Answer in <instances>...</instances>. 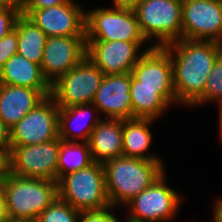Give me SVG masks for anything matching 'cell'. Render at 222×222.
<instances>
[{"instance_id":"3957f363","label":"cell","mask_w":222,"mask_h":222,"mask_svg":"<svg viewBox=\"0 0 222 222\" xmlns=\"http://www.w3.org/2000/svg\"><path fill=\"white\" fill-rule=\"evenodd\" d=\"M57 191L59 199L80 212L111 206L103 164L95 161L86 168L62 176L57 181Z\"/></svg>"},{"instance_id":"7402d4cb","label":"cell","mask_w":222,"mask_h":222,"mask_svg":"<svg viewBox=\"0 0 222 222\" xmlns=\"http://www.w3.org/2000/svg\"><path fill=\"white\" fill-rule=\"evenodd\" d=\"M154 121V119L141 118L123 120V156L162 161L161 158L156 155L145 153L152 144L153 136L149 129V125L154 123Z\"/></svg>"},{"instance_id":"f546056e","label":"cell","mask_w":222,"mask_h":222,"mask_svg":"<svg viewBox=\"0 0 222 222\" xmlns=\"http://www.w3.org/2000/svg\"><path fill=\"white\" fill-rule=\"evenodd\" d=\"M12 175L11 148L0 147V183Z\"/></svg>"},{"instance_id":"6da1fadb","label":"cell","mask_w":222,"mask_h":222,"mask_svg":"<svg viewBox=\"0 0 222 222\" xmlns=\"http://www.w3.org/2000/svg\"><path fill=\"white\" fill-rule=\"evenodd\" d=\"M163 48L171 57L178 104L195 107L203 96L211 69L222 53V44L216 41L180 39Z\"/></svg>"},{"instance_id":"e0dca14e","label":"cell","mask_w":222,"mask_h":222,"mask_svg":"<svg viewBox=\"0 0 222 222\" xmlns=\"http://www.w3.org/2000/svg\"><path fill=\"white\" fill-rule=\"evenodd\" d=\"M49 95L51 90L0 84V118L11 129Z\"/></svg>"},{"instance_id":"d6a6232c","label":"cell","mask_w":222,"mask_h":222,"mask_svg":"<svg viewBox=\"0 0 222 222\" xmlns=\"http://www.w3.org/2000/svg\"><path fill=\"white\" fill-rule=\"evenodd\" d=\"M0 147H10V128L0 118Z\"/></svg>"},{"instance_id":"d590c367","label":"cell","mask_w":222,"mask_h":222,"mask_svg":"<svg viewBox=\"0 0 222 222\" xmlns=\"http://www.w3.org/2000/svg\"><path fill=\"white\" fill-rule=\"evenodd\" d=\"M213 210L214 216L212 222H222V198L216 201Z\"/></svg>"},{"instance_id":"1f68e13d","label":"cell","mask_w":222,"mask_h":222,"mask_svg":"<svg viewBox=\"0 0 222 222\" xmlns=\"http://www.w3.org/2000/svg\"><path fill=\"white\" fill-rule=\"evenodd\" d=\"M9 218L7 211L6 195L3 183H0V222H6Z\"/></svg>"},{"instance_id":"d4e9b609","label":"cell","mask_w":222,"mask_h":222,"mask_svg":"<svg viewBox=\"0 0 222 222\" xmlns=\"http://www.w3.org/2000/svg\"><path fill=\"white\" fill-rule=\"evenodd\" d=\"M80 211L58 197L38 216L37 222H79Z\"/></svg>"},{"instance_id":"f1b7e54d","label":"cell","mask_w":222,"mask_h":222,"mask_svg":"<svg viewBox=\"0 0 222 222\" xmlns=\"http://www.w3.org/2000/svg\"><path fill=\"white\" fill-rule=\"evenodd\" d=\"M20 15L21 12L18 9L0 5V39L14 29Z\"/></svg>"},{"instance_id":"5bb4252c","label":"cell","mask_w":222,"mask_h":222,"mask_svg":"<svg viewBox=\"0 0 222 222\" xmlns=\"http://www.w3.org/2000/svg\"><path fill=\"white\" fill-rule=\"evenodd\" d=\"M86 56L103 72L104 75L131 73L144 52L153 46L139 50L145 42L126 41H86ZM139 52V53H138Z\"/></svg>"},{"instance_id":"cb8c5ba5","label":"cell","mask_w":222,"mask_h":222,"mask_svg":"<svg viewBox=\"0 0 222 222\" xmlns=\"http://www.w3.org/2000/svg\"><path fill=\"white\" fill-rule=\"evenodd\" d=\"M57 181L64 175L81 170L94 161L88 142L65 141L59 138Z\"/></svg>"},{"instance_id":"8d00e7d4","label":"cell","mask_w":222,"mask_h":222,"mask_svg":"<svg viewBox=\"0 0 222 222\" xmlns=\"http://www.w3.org/2000/svg\"><path fill=\"white\" fill-rule=\"evenodd\" d=\"M218 111H219V131H220V139L222 140V102L218 103Z\"/></svg>"},{"instance_id":"277c9868","label":"cell","mask_w":222,"mask_h":222,"mask_svg":"<svg viewBox=\"0 0 222 222\" xmlns=\"http://www.w3.org/2000/svg\"><path fill=\"white\" fill-rule=\"evenodd\" d=\"M3 188L9 217L37 220L58 197L57 181L12 174Z\"/></svg>"},{"instance_id":"4dcf8cb0","label":"cell","mask_w":222,"mask_h":222,"mask_svg":"<svg viewBox=\"0 0 222 222\" xmlns=\"http://www.w3.org/2000/svg\"><path fill=\"white\" fill-rule=\"evenodd\" d=\"M71 0H25L23 9H41L50 8L55 5H61Z\"/></svg>"},{"instance_id":"ba28073f","label":"cell","mask_w":222,"mask_h":222,"mask_svg":"<svg viewBox=\"0 0 222 222\" xmlns=\"http://www.w3.org/2000/svg\"><path fill=\"white\" fill-rule=\"evenodd\" d=\"M165 173L125 206L136 222H170L182 204L180 194L167 185Z\"/></svg>"},{"instance_id":"d6986e66","label":"cell","mask_w":222,"mask_h":222,"mask_svg":"<svg viewBox=\"0 0 222 222\" xmlns=\"http://www.w3.org/2000/svg\"><path fill=\"white\" fill-rule=\"evenodd\" d=\"M123 120L105 118L93 129L88 144L93 161L104 163L123 156Z\"/></svg>"},{"instance_id":"52a82bcc","label":"cell","mask_w":222,"mask_h":222,"mask_svg":"<svg viewBox=\"0 0 222 222\" xmlns=\"http://www.w3.org/2000/svg\"><path fill=\"white\" fill-rule=\"evenodd\" d=\"M104 76L86 56L51 85V96L59 108L92 103Z\"/></svg>"},{"instance_id":"83f0119b","label":"cell","mask_w":222,"mask_h":222,"mask_svg":"<svg viewBox=\"0 0 222 222\" xmlns=\"http://www.w3.org/2000/svg\"><path fill=\"white\" fill-rule=\"evenodd\" d=\"M114 207H107L100 210L81 211L79 222H118V218L111 210Z\"/></svg>"},{"instance_id":"4316f807","label":"cell","mask_w":222,"mask_h":222,"mask_svg":"<svg viewBox=\"0 0 222 222\" xmlns=\"http://www.w3.org/2000/svg\"><path fill=\"white\" fill-rule=\"evenodd\" d=\"M18 34L14 27L9 33L0 39V70L7 60L17 53Z\"/></svg>"},{"instance_id":"7c38bea8","label":"cell","mask_w":222,"mask_h":222,"mask_svg":"<svg viewBox=\"0 0 222 222\" xmlns=\"http://www.w3.org/2000/svg\"><path fill=\"white\" fill-rule=\"evenodd\" d=\"M59 137L34 145L11 148L12 174L57 181Z\"/></svg>"},{"instance_id":"836d02e7","label":"cell","mask_w":222,"mask_h":222,"mask_svg":"<svg viewBox=\"0 0 222 222\" xmlns=\"http://www.w3.org/2000/svg\"><path fill=\"white\" fill-rule=\"evenodd\" d=\"M142 0H113V8L134 9Z\"/></svg>"},{"instance_id":"4fadbf2b","label":"cell","mask_w":222,"mask_h":222,"mask_svg":"<svg viewBox=\"0 0 222 222\" xmlns=\"http://www.w3.org/2000/svg\"><path fill=\"white\" fill-rule=\"evenodd\" d=\"M86 54V36L47 37L41 61L43 76L52 85L79 64Z\"/></svg>"},{"instance_id":"7a4b0ae2","label":"cell","mask_w":222,"mask_h":222,"mask_svg":"<svg viewBox=\"0 0 222 222\" xmlns=\"http://www.w3.org/2000/svg\"><path fill=\"white\" fill-rule=\"evenodd\" d=\"M111 207L125 206L165 173L163 161L117 157L103 163Z\"/></svg>"},{"instance_id":"ac0fdd59","label":"cell","mask_w":222,"mask_h":222,"mask_svg":"<svg viewBox=\"0 0 222 222\" xmlns=\"http://www.w3.org/2000/svg\"><path fill=\"white\" fill-rule=\"evenodd\" d=\"M94 112L99 114L93 103L59 108V138L65 141L77 142V139H81L82 142H88L93 129L102 120L98 116L92 119Z\"/></svg>"},{"instance_id":"ffe728a7","label":"cell","mask_w":222,"mask_h":222,"mask_svg":"<svg viewBox=\"0 0 222 222\" xmlns=\"http://www.w3.org/2000/svg\"><path fill=\"white\" fill-rule=\"evenodd\" d=\"M133 119L157 120L173 103L177 104L174 88L130 87Z\"/></svg>"},{"instance_id":"9a60e30c","label":"cell","mask_w":222,"mask_h":222,"mask_svg":"<svg viewBox=\"0 0 222 222\" xmlns=\"http://www.w3.org/2000/svg\"><path fill=\"white\" fill-rule=\"evenodd\" d=\"M130 86L131 73L105 75L92 103L105 119H133Z\"/></svg>"},{"instance_id":"30bf717a","label":"cell","mask_w":222,"mask_h":222,"mask_svg":"<svg viewBox=\"0 0 222 222\" xmlns=\"http://www.w3.org/2000/svg\"><path fill=\"white\" fill-rule=\"evenodd\" d=\"M182 39L222 44V0H182Z\"/></svg>"},{"instance_id":"484cf974","label":"cell","mask_w":222,"mask_h":222,"mask_svg":"<svg viewBox=\"0 0 222 222\" xmlns=\"http://www.w3.org/2000/svg\"><path fill=\"white\" fill-rule=\"evenodd\" d=\"M208 102H222V53L217 57L206 81L203 96L195 107Z\"/></svg>"},{"instance_id":"5b68a950","label":"cell","mask_w":222,"mask_h":222,"mask_svg":"<svg viewBox=\"0 0 222 222\" xmlns=\"http://www.w3.org/2000/svg\"><path fill=\"white\" fill-rule=\"evenodd\" d=\"M147 42L164 47L182 39V0H142L133 9Z\"/></svg>"},{"instance_id":"9c48e42d","label":"cell","mask_w":222,"mask_h":222,"mask_svg":"<svg viewBox=\"0 0 222 222\" xmlns=\"http://www.w3.org/2000/svg\"><path fill=\"white\" fill-rule=\"evenodd\" d=\"M59 107L49 95L10 129V148L34 145L59 137Z\"/></svg>"},{"instance_id":"2e32d148","label":"cell","mask_w":222,"mask_h":222,"mask_svg":"<svg viewBox=\"0 0 222 222\" xmlns=\"http://www.w3.org/2000/svg\"><path fill=\"white\" fill-rule=\"evenodd\" d=\"M130 87L174 88L171 57L163 47L144 52L132 68Z\"/></svg>"},{"instance_id":"f35d334b","label":"cell","mask_w":222,"mask_h":222,"mask_svg":"<svg viewBox=\"0 0 222 222\" xmlns=\"http://www.w3.org/2000/svg\"><path fill=\"white\" fill-rule=\"evenodd\" d=\"M118 222H120L119 219H118ZM124 222H136V221H133V220H130V219L127 218V219H125Z\"/></svg>"},{"instance_id":"8fae6325","label":"cell","mask_w":222,"mask_h":222,"mask_svg":"<svg viewBox=\"0 0 222 222\" xmlns=\"http://www.w3.org/2000/svg\"><path fill=\"white\" fill-rule=\"evenodd\" d=\"M73 0L41 9H22L21 14L38 26L47 37L86 36V10Z\"/></svg>"},{"instance_id":"603a6c76","label":"cell","mask_w":222,"mask_h":222,"mask_svg":"<svg viewBox=\"0 0 222 222\" xmlns=\"http://www.w3.org/2000/svg\"><path fill=\"white\" fill-rule=\"evenodd\" d=\"M15 28L18 34L17 53L41 65L47 35L22 14L17 18Z\"/></svg>"},{"instance_id":"e575fe53","label":"cell","mask_w":222,"mask_h":222,"mask_svg":"<svg viewBox=\"0 0 222 222\" xmlns=\"http://www.w3.org/2000/svg\"><path fill=\"white\" fill-rule=\"evenodd\" d=\"M25 4V0H0V5L9 6L22 11Z\"/></svg>"},{"instance_id":"44dd1931","label":"cell","mask_w":222,"mask_h":222,"mask_svg":"<svg viewBox=\"0 0 222 222\" xmlns=\"http://www.w3.org/2000/svg\"><path fill=\"white\" fill-rule=\"evenodd\" d=\"M0 84L51 90V85L43 76L41 65L27 60L18 53L7 60L0 70Z\"/></svg>"},{"instance_id":"8992f818","label":"cell","mask_w":222,"mask_h":222,"mask_svg":"<svg viewBox=\"0 0 222 222\" xmlns=\"http://www.w3.org/2000/svg\"><path fill=\"white\" fill-rule=\"evenodd\" d=\"M86 41L147 42L134 10L113 7L86 12Z\"/></svg>"},{"instance_id":"74e56055","label":"cell","mask_w":222,"mask_h":222,"mask_svg":"<svg viewBox=\"0 0 222 222\" xmlns=\"http://www.w3.org/2000/svg\"><path fill=\"white\" fill-rule=\"evenodd\" d=\"M36 220L32 219H22V218H12L9 217L6 222H35Z\"/></svg>"}]
</instances>
